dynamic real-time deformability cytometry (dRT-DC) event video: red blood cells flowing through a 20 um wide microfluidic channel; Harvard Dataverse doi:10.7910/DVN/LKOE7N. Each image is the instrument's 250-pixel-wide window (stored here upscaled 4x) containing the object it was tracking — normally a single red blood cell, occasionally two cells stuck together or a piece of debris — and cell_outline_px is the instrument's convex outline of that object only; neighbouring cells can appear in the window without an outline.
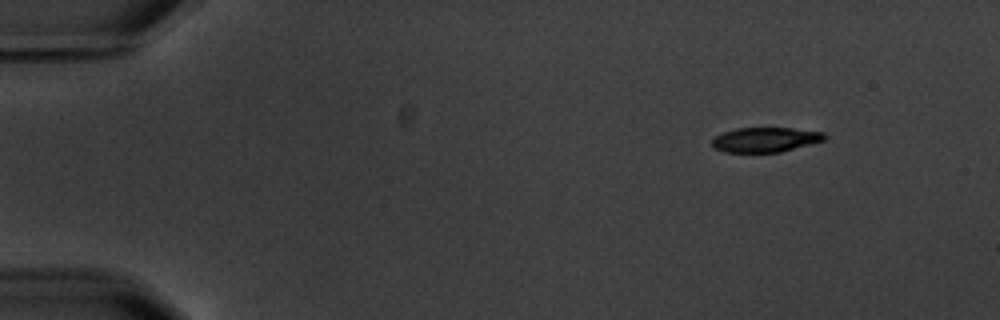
{"species": "common noctule bat (a hibernating species)", "species_latin": "Nyctalus noctula", "temperature_condition": "warm", "stored_images_in_passage": 3, "camera_frame_rate_fps": 3000, "um_per_image_px": 0.085, "animal": {"sex": "male", "body_mass_g": 20.1, "forearm_length_mm": 53.5}, "frame": {"image": 1, "passage_image": 1, "time_ms": 0.0, "image_size_px": [1000, 320], "cell_outline_px": [[828, 136], [824, 140], [780, 152], [724, 152], [712, 148], [712, 140], [716, 136], [724, 132], [736, 128], [792, 128], [824, 132]], "centroid_in_image_um": [65.04, 11.87], "position_along_channel_um": 20.0, "area_um2": 16.18}}
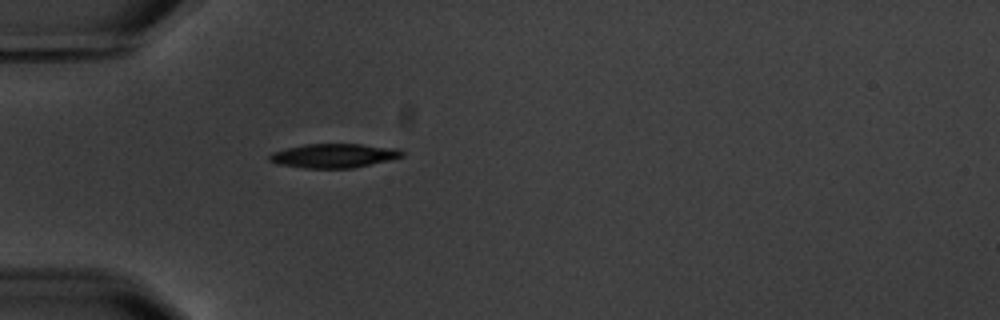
{"frame": {"image": 2, "passage_image": 3, "time_ms": 3.667, "image_size_px": [1000, 320], "cell_outline_px": [[404, 156], [388, 160], [352, 168], [304, 168], [276, 164], [268, 160], [268, 156], [272, 152], [304, 144], [360, 144], [400, 148], [404, 152]], "centroid_in_image_um": [28.37, 13.23], "position_along_channel_um": 56.6, "area_um2": 18.67}}